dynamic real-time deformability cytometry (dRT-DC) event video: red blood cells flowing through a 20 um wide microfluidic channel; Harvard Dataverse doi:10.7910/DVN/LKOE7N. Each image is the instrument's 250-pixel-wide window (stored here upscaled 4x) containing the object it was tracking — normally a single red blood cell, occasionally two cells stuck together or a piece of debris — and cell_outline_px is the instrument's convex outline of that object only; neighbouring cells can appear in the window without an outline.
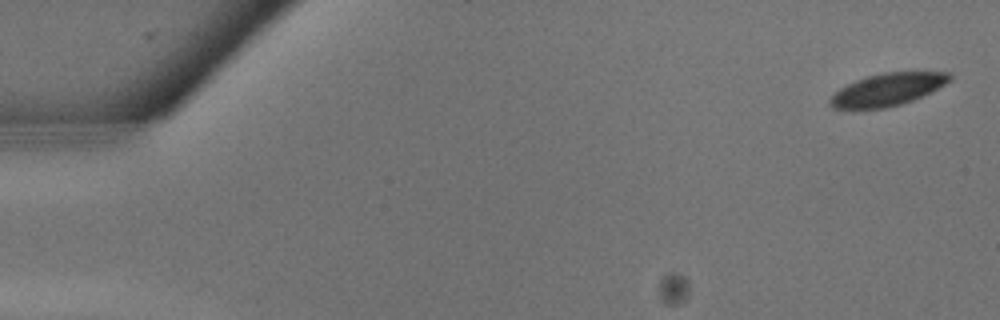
{"species": "common noctule bat (a hibernating species)", "species_latin": "Nyctalus noctula", "temperature_condition": "warm", "stored_images_in_passage": 7, "camera_frame_rate_fps": 3000, "um_per_image_px": 0.085, "animal": {"sex": "male", "body_mass_g": 13.3}, "frame": {"image": 1, "passage_image": 1, "time_ms": 0.0, "image_size_px": [1000, 320], "cell_outline_px": [[952, 80], [912, 100], [900, 104], [884, 108], [832, 108], [828, 104], [828, 100], [840, 88], [856, 80], [868, 76], [884, 72], [948, 72], [952, 76]], "centroid_in_image_um": [75.41, 7.6], "position_along_channel_um": 9.6, "area_um2": 22.14}}